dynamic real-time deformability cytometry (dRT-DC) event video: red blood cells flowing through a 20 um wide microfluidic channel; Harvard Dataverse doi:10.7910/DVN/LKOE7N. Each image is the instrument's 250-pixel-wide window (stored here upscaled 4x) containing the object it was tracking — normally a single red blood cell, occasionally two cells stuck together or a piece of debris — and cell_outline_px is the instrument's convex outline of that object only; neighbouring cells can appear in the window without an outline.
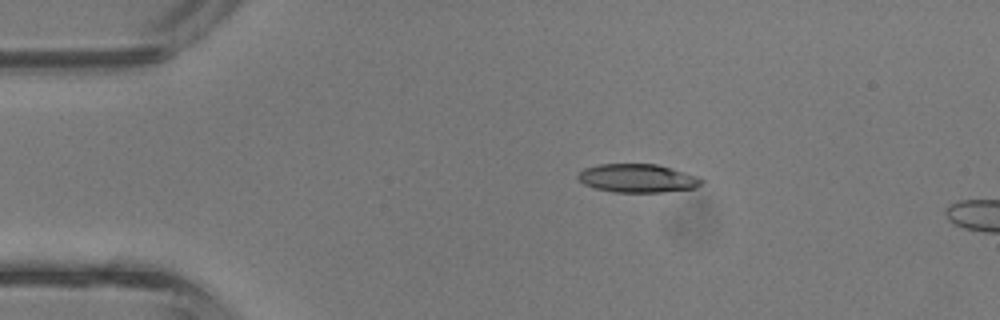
{"species": "common noctule bat (a hibernating species)", "species_latin": "Nyctalus noctula", "temperature_condition": "room temperature", "stored_images_in_passage": 3, "camera_frame_rate_fps": 3000, "um_per_image_px": 0.085, "animal": {"sex": "male", "body_mass_g": 13.3}, "frame": {"image": 1, "passage_image": 2, "time_ms": 0.333, "image_size_px": [1000, 320], "cell_outline_px": [[704, 180], [696, 188], [660, 192], [612, 192], [596, 188], [584, 184], [576, 180], [576, 176], [584, 168], [596, 164], [656, 164], [672, 168], [700, 176]], "centroid_in_image_um": [54.18, 15.14], "position_along_channel_um": 30.8, "area_um2": 20.69}}